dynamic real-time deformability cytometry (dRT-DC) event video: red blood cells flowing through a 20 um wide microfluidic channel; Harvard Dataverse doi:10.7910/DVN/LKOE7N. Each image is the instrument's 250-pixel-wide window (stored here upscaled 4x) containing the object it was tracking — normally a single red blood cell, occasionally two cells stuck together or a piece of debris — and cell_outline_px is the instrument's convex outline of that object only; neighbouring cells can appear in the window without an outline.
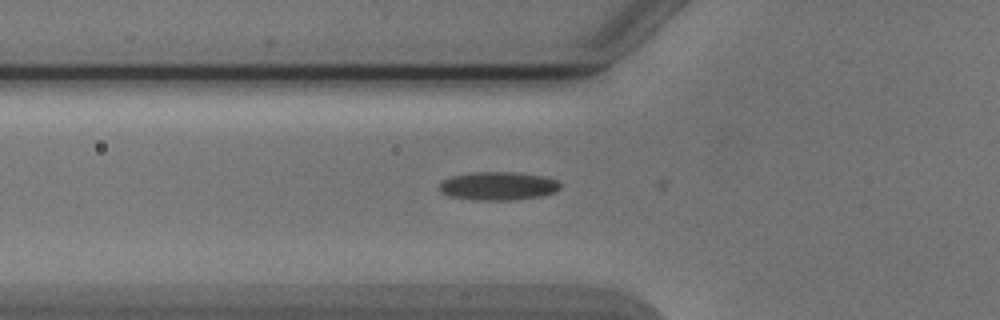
{"species": "Egyptian fruit bat (a non-hibernating species)", "species_latin": "Rousettus aegyptiacus", "temperature_condition": "cold", "stored_images_in_passage": 4, "camera_frame_rate_fps": 3000, "um_per_image_px": 0.085, "animal": {"sex": "male"}, "frame": {"image": 1, "passage_image": 3, "time_ms": 0.667, "image_size_px": [1000, 320], "cell_outline_px": [[560, 188], [556, 192], [540, 196], [512, 200], [476, 200], [448, 196], [440, 192], [440, 180], [452, 176], [472, 172], [512, 172], [548, 176], [556, 180], [560, 184]], "centroid_in_image_um": [42.33, 15.8], "position_along_channel_um": 83.5, "area_um2": 20.17}}